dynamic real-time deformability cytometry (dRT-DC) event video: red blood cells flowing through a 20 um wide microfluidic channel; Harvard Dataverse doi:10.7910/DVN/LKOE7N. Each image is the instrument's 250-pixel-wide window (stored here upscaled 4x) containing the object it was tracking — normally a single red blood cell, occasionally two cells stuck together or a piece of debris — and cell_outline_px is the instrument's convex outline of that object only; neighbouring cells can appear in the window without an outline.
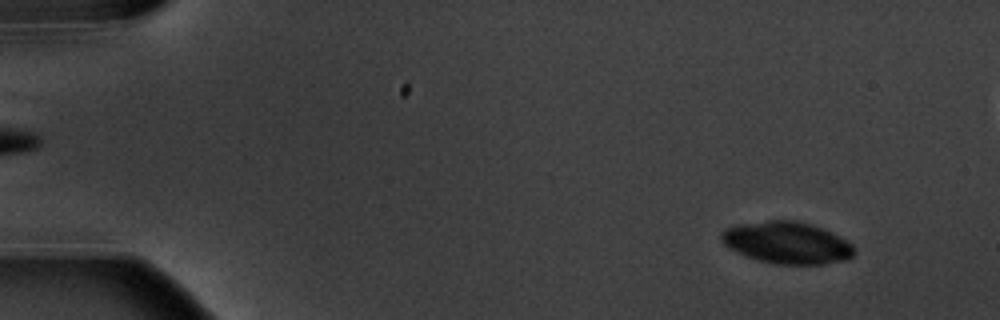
{"species": "common noctule bat (a hibernating species)", "species_latin": "Nyctalus noctula", "temperature_condition": "warm", "stored_images_in_passage": 6, "camera_frame_rate_fps": 3000, "um_per_image_px": 0.085, "animal": {"sex": "male", "body_mass_g": 20.1, "forearm_length_mm": 53.5}, "frame": {"image": 1, "passage_image": 1, "time_ms": 0.0, "image_size_px": [1000, 320], "cell_outline_px": [[856, 252], [848, 260], [824, 264], [776, 264], [744, 256], [728, 248], [720, 240], [720, 232], [724, 228], [736, 224], [768, 220], [796, 220], [820, 228], [852, 244]], "centroid_in_image_um": [66.83, 20.63], "position_along_channel_um": 18.2, "area_um2": 32.48}}